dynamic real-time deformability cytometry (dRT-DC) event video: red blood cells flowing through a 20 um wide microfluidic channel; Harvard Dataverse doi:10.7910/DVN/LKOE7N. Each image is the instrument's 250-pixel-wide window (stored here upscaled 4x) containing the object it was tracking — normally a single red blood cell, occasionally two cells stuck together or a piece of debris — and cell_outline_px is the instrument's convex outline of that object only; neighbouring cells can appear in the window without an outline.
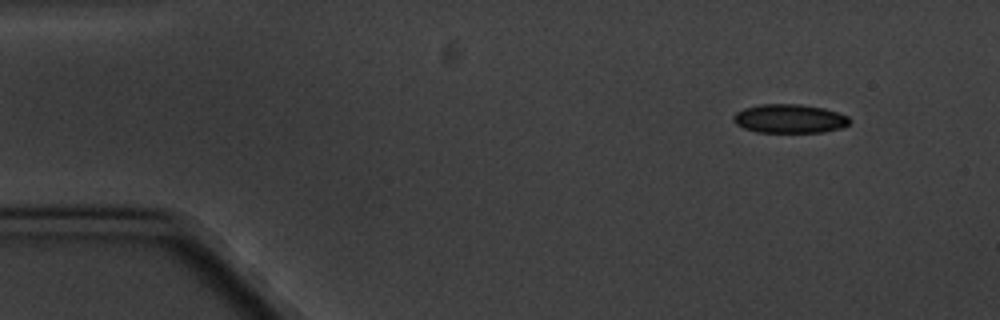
{"species": "common noctule bat (a hibernating species)", "species_latin": "Nyctalus noctula", "temperature_condition": "cold", "stored_images_in_passage": 5, "segment_of_instrument_passage": [1, 2], "camera_frame_rate_fps": 3000, "um_per_image_px": 0.085, "animal": {"sex": "male", "body_mass_g": 20.1, "forearm_length_mm": 53.5}, "frame": {"image": 1, "passage_image": 1, "time_ms": 0.0, "image_size_px": [1000, 320], "cell_outline_px": [[852, 120], [848, 124], [840, 128], [824, 132], [756, 132], [744, 128], [736, 124], [732, 120], [732, 116], [736, 112], [744, 108], [760, 104], [800, 104], [824, 108], [848, 116]], "centroid_in_image_um": [67.09, 10.08], "position_along_channel_um": 17.9, "area_um2": 19.59}}
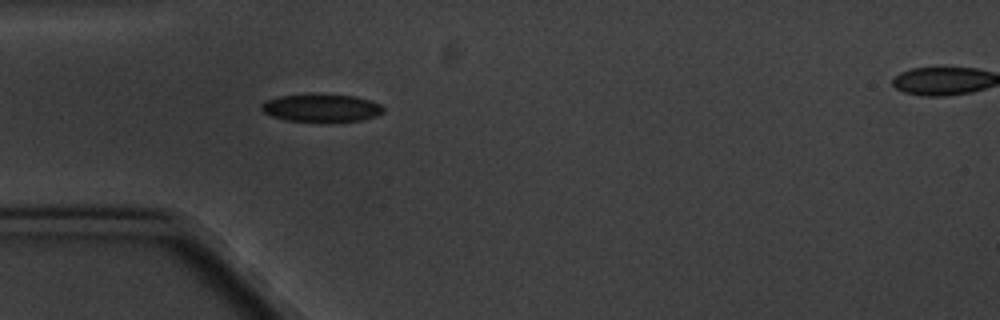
{"frame": {"image": 2, "passage_image": 4, "time_ms": 3.667, "image_size_px": [1000, 320], "cell_outline_px": [[384, 112], [376, 116], [364, 120], [288, 120], [272, 116], [264, 112], [260, 108], [260, 104], [264, 100], [280, 96], [308, 92], [356, 96], [372, 100], [380, 104], [384, 108]], "centroid_in_image_um": [27.31, 9.11], "position_along_channel_um": 57.7, "area_um2": 19.94}}